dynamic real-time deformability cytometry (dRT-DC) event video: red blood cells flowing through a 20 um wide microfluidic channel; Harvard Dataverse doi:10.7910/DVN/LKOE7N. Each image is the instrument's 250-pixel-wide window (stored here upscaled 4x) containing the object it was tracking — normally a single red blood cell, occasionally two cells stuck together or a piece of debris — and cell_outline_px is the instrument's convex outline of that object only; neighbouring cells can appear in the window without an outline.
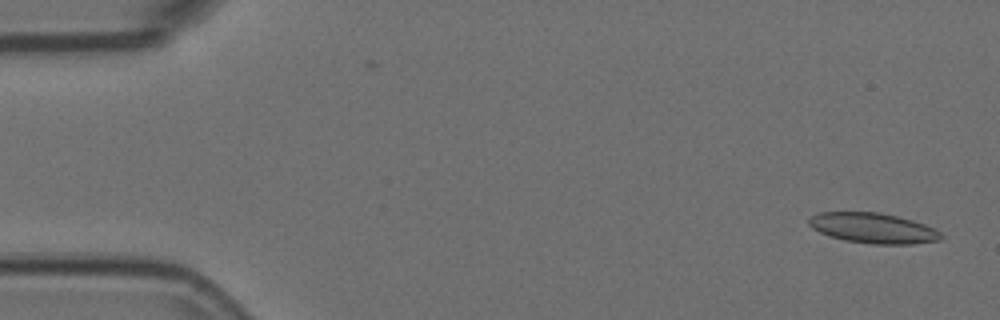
{"species": "Egyptian fruit bat (a non-hibernating species)", "species_latin": "Rousettus aegyptiacus", "temperature_condition": "room temperature", "stored_images_in_passage": 6, "segment_of_instrument_passage": [2, 2], "camera_frame_rate_fps": 3000, "um_per_image_px": 0.085, "animal": {"sex": "female"}, "frame": {"image": 1, "passage_image": 6, "time_ms": 1.667, "image_size_px": [1000, 320], "cell_outline_px": [[944, 236], [940, 240], [912, 244], [872, 244], [844, 240], [820, 232], [812, 228], [808, 224], [808, 216], [820, 212], [880, 212], [912, 220], [936, 228]], "centroid_in_image_um": [74.22, 19.38], "position_along_channel_um": 10.8, "area_um2": 23.41}}